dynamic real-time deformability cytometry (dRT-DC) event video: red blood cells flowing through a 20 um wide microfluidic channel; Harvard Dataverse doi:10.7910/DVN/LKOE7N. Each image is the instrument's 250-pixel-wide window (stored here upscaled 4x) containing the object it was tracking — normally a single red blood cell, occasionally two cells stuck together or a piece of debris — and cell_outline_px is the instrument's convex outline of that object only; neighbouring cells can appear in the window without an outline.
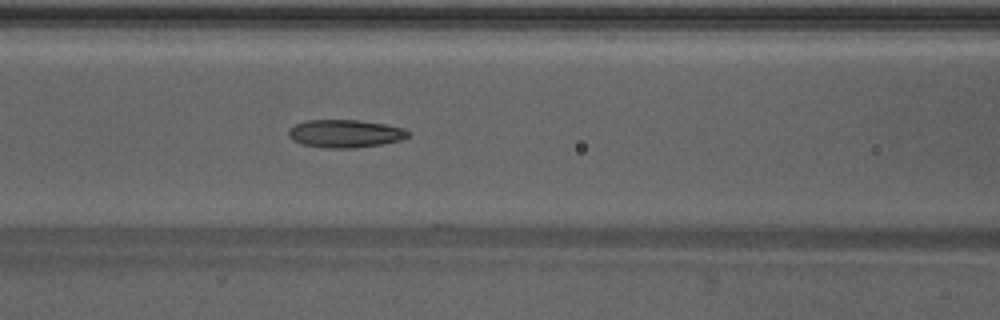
{"species": "Egyptian fruit bat (a non-hibernating species)", "species_latin": "Rousettus aegyptiacus", "temperature_condition": "warm", "stored_images_in_passage": 48, "camera_frame_rate_fps": 3000, "um_per_image_px": 0.085, "animal": {"sex": "male"}, "frame": {"image": 1, "passage_image": 21, "time_ms": 6.667, "image_size_px": [1000, 320], "cell_outline_px": [[408, 136], [400, 140], [380, 144], [352, 148], [320, 148], [300, 144], [292, 140], [288, 136], [288, 128], [304, 120], [356, 120], [384, 124], [404, 128], [408, 132]], "centroid_in_image_um": [29.25, 11.36], "position_along_channel_um": 137.3, "area_um2": 19.48}}
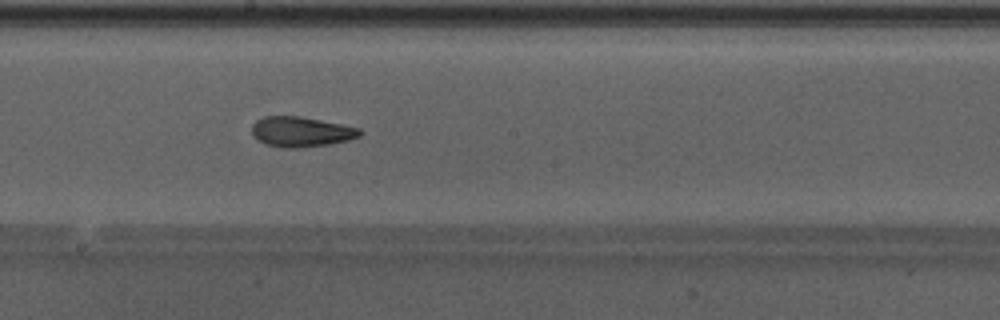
{"frame": {"image": 2, "passage_image": 27, "time_ms": 8.667, "image_size_px": [1000, 320], "cell_outline_px": [[360, 136], [348, 140], [328, 144], [296, 148], [284, 148], [264, 144], [256, 140], [252, 136], [252, 124], [256, 120], [264, 116], [300, 116], [360, 128]], "centroid_in_image_um": [25.52, 11.2], "position_along_channel_um": 222.7, "area_um2": 18.96}}
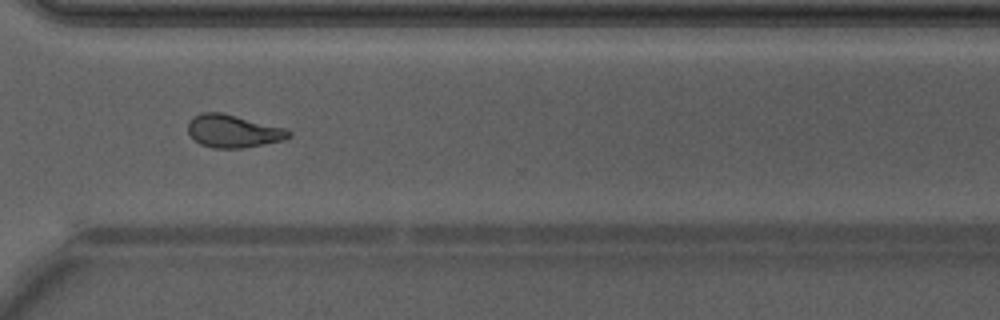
{"frame": {"image": 3, "passage_image": 36, "time_ms": 11.667, "image_size_px": [1000, 320], "cell_outline_px": [[292, 136], [284, 140], [244, 148], [212, 148], [200, 144], [188, 132], [188, 120], [192, 116], [200, 112], [220, 112], [288, 128], [292, 132]], "centroid_in_image_um": [19.84, 11.14], "position_along_channel_um": 350.8, "area_um2": 19.54}, "authors_computed_cell_mechanics": {"area_um2": 19.3919, "velocity_mm_per_s": 4.2821, "shape_relaxation_time_tau1_ms": null, "shape_relaxation_time_tau2_ms": 2.6203, "deformation_change_tau1": null, "deformation_change_tau2": 0.1027}}